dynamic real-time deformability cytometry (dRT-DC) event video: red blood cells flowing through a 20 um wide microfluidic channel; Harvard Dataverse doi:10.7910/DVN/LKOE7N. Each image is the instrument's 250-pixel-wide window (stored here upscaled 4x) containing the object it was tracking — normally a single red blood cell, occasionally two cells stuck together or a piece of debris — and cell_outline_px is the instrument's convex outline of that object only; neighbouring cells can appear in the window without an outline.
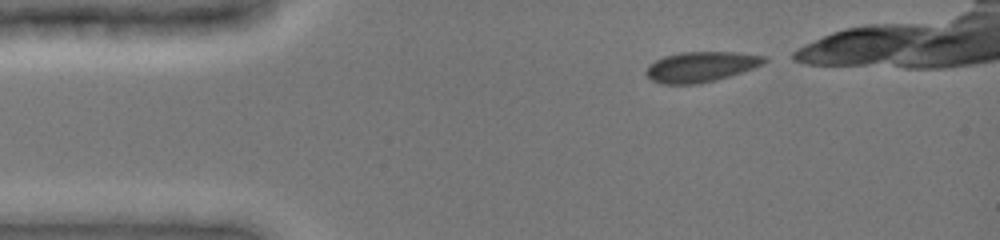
{"species": "common noctule bat (a hibernating species)", "species_latin": "Nyctalus noctula", "temperature_condition": "cold", "stored_images_in_passage": 37, "camera_frame_rate_fps": 3000, "um_per_image_px": 0.085, "animal": {"sex": "female", "body_mass_g": 19.0, "forearm_length_mm": 51.5}, "frame": {"image": 1, "passage_image": 1, "time_ms": 0.0, "image_size_px": [1000, 240], "cell_outline_px": [[768, 60], [764, 64], [716, 80], [700, 84], [660, 84], [652, 80], [644, 72], [648, 64], [664, 56], [680, 52], [732, 52], [768, 56]], "centroid_in_image_um": [59.55, 5.67], "position_along_channel_um": 25.4, "area_um2": 20.92}}
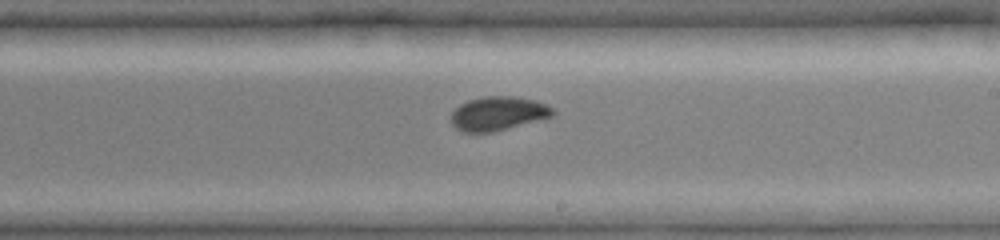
{"frame": {"image": 2, "passage_image": 22, "time_ms": 7.0, "image_size_px": [1000, 240], "cell_outline_px": [[556, 112], [552, 116], [544, 120], [492, 132], [460, 132], [448, 120], [452, 112], [460, 104], [468, 100], [484, 96], [512, 96], [536, 100], [552, 108]], "centroid_in_image_um": [42.33, 9.66], "position_along_channel_um": 246.7, "area_um2": 20.46}}
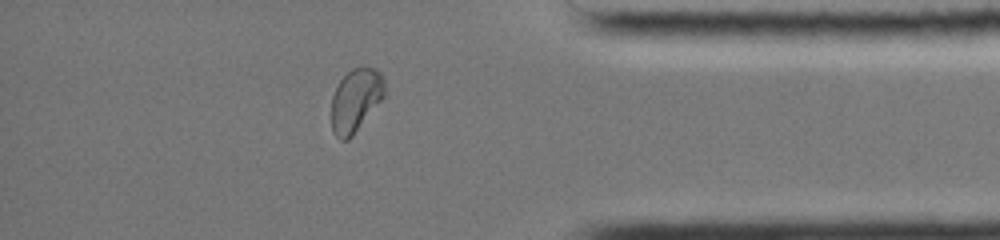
{"frame": {"image": 3, "passage_image": 35, "time_ms": 11.333, "image_size_px": [1000, 240], "cell_outline_px": [[384, 96], [352, 136], [348, 140], [340, 140], [332, 132], [332, 96], [340, 80], [352, 68], [364, 64], [376, 68], [380, 72], [384, 80]], "centroid_in_image_um": [30.23, 8.47], "position_along_channel_um": 405.0, "area_um2": 19.59}}